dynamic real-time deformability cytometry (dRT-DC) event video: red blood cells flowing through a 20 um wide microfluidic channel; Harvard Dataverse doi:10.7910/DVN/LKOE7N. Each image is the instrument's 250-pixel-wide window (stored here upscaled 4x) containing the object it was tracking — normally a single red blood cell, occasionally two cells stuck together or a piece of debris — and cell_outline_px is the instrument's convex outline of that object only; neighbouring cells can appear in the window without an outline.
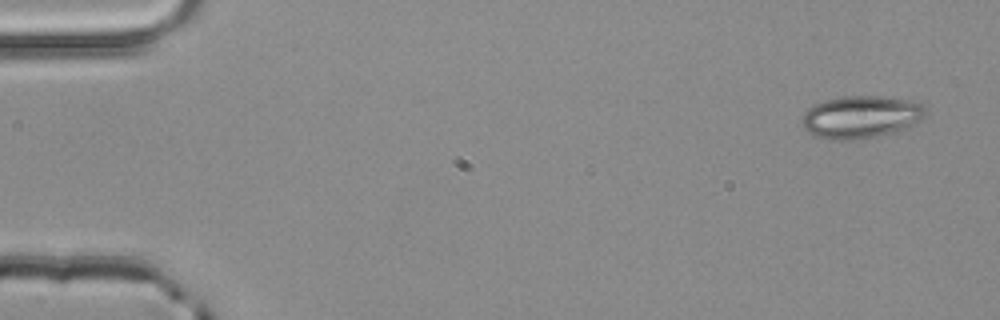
{"species": "common noctule bat (a hibernating species)", "species_latin": "Nyctalus noctula", "temperature_condition": "room temperature", "stored_images_in_passage": 2, "camera_frame_rate_fps": 3000, "um_per_image_px": 0.085, "animal": {"sex": "male", "body_mass_g": 20.4}, "frame": {"image": 1, "passage_image": 1, "time_ms": 0.0, "image_size_px": [1000, 320], "cell_outline_px": [[928, 108], [924, 116], [912, 128], [876, 136], [852, 140], [836, 140], [812, 136], [804, 128], [800, 120], [804, 112], [808, 108], [816, 104], [828, 100], [844, 96], [880, 96], [912, 100], [924, 104]], "centroid_in_image_um": [73.22, 9.95], "position_along_channel_um": 11.8, "area_um2": 31.04}}